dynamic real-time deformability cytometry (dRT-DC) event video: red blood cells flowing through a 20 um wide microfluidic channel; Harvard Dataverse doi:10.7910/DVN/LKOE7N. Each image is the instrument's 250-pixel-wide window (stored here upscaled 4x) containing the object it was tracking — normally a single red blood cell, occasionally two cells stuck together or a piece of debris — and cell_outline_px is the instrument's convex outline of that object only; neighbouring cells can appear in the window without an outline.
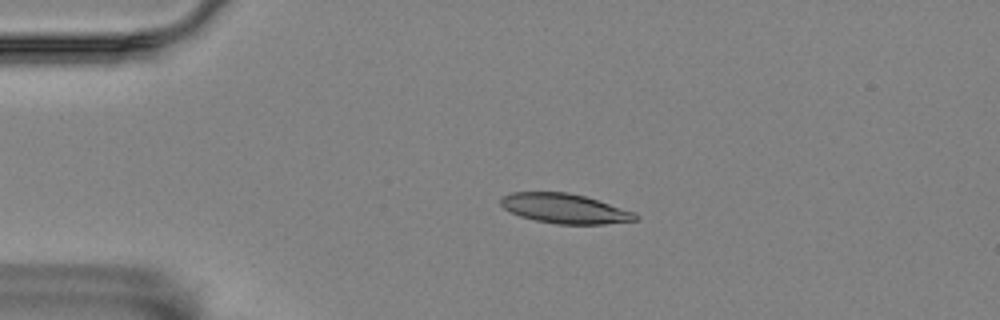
{"species": "Egyptian fruit bat (a non-hibernating species)", "species_latin": "Rousettus aegyptiacus", "temperature_condition": "room temperature", "stored_images_in_passage": 4, "camera_frame_rate_fps": 3000, "um_per_image_px": 0.085, "animal": {"sex": "female"}, "frame": {"image": 1, "passage_image": 3, "time_ms": 0.667, "image_size_px": [1000, 320], "cell_outline_px": [[640, 216], [636, 220], [604, 224], [556, 224], [536, 220], [520, 216], [504, 208], [500, 204], [500, 196], [512, 192], [568, 192], [584, 196], [636, 212]], "centroid_in_image_um": [48.0, 17.72], "position_along_channel_um": 37.0, "area_um2": 23.29}}